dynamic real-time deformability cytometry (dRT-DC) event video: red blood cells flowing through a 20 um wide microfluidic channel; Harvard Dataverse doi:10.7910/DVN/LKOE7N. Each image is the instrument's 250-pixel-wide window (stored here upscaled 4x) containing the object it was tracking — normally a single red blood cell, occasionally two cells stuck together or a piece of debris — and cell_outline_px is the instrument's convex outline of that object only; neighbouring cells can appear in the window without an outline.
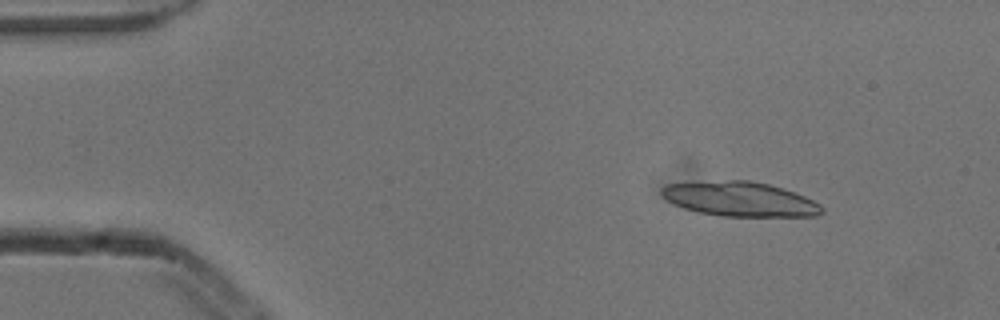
{"species": "common noctule bat (a hibernating species)", "species_latin": "Nyctalus noctula", "temperature_condition": "cold", "stored_images_in_passage": 7, "segment_of_instrument_passage": [1, 2], "camera_frame_rate_fps": 3000, "um_per_image_px": 0.085, "animal": {"sex": "male", "body_mass_g": 13.3}, "frame": {"image": 1, "passage_image": 2, "time_ms": 0.333, "image_size_px": [1000, 320], "cell_outline_px": [[824, 212], [816, 216], [720, 216], [700, 212], [684, 208], [668, 200], [660, 192], [660, 188], [668, 184], [728, 180], [748, 180], [768, 184], [784, 188], [804, 196], [820, 204], [824, 208]], "centroid_in_image_um": [62.93, 16.92], "position_along_channel_um": 22.1, "area_um2": 32.02}}